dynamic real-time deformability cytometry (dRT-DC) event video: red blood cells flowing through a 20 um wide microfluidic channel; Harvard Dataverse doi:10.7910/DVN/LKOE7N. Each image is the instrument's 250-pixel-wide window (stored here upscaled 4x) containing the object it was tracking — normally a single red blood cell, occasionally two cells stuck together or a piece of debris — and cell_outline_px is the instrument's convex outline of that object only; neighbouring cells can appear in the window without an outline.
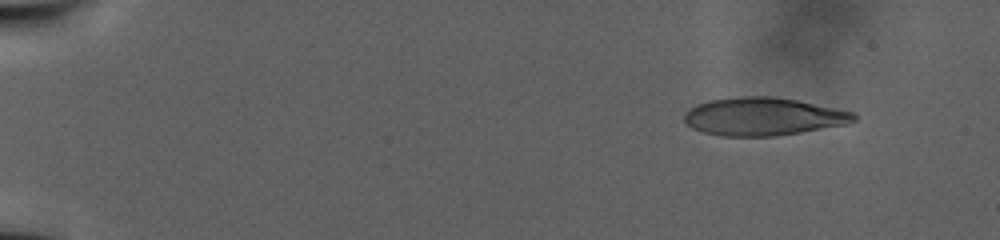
{"species": "human", "species_latin": "Homo sapiens", "temperature_condition": "warm", "stored_images_in_passage": 37, "camera_frame_rate_fps": 3000, "um_per_image_px": 0.085, "donor": {"sex": "male"}, "frame": {"image": 1, "passage_image": 5, "time_ms": 4.0, "image_size_px": [1000, 240], "cell_outline_px": [[856, 120], [844, 124], [800, 132], [776, 136], [724, 136], [704, 132], [692, 128], [684, 120], [684, 112], [696, 104], [708, 100], [740, 96], [772, 96], [796, 100], [856, 112]], "centroid_in_image_um": [64.85, 9.89], "position_along_channel_um": 20.2, "area_um2": 37.4}}
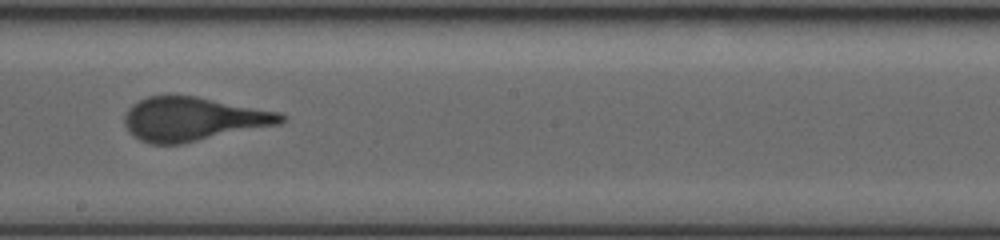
{"frame": {"image": 2, "passage_image": 23, "time_ms": 23.333, "image_size_px": [1000, 240], "cell_outline_px": [[288, 116], [280, 124], [180, 144], [152, 144], [140, 140], [132, 136], [128, 132], [124, 124], [124, 116], [128, 108], [132, 104], [148, 96], [168, 92], [172, 92], [196, 96], [280, 112]], "centroid_in_image_um": [16.36, 10.08], "position_along_channel_um": 231.8, "area_um2": 40.63}}
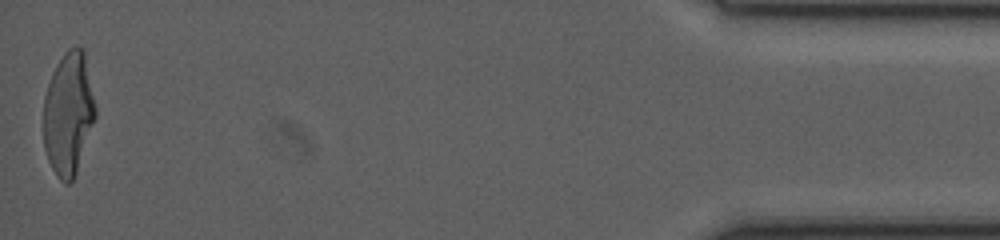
{"frame": {"image": 3, "passage_image": 37, "time_ms": 38.333, "image_size_px": [1000, 240], "cell_outline_px": [[96, 116], [76, 172], [72, 180], [68, 184], [64, 184], [60, 180], [52, 168], [48, 160], [44, 148], [44, 96], [52, 72], [64, 52], [68, 48], [76, 44], [84, 48], [96, 108]], "centroid_in_image_um": [5.82, 9.61], "position_along_channel_um": 429.4, "area_um2": 37.22}}